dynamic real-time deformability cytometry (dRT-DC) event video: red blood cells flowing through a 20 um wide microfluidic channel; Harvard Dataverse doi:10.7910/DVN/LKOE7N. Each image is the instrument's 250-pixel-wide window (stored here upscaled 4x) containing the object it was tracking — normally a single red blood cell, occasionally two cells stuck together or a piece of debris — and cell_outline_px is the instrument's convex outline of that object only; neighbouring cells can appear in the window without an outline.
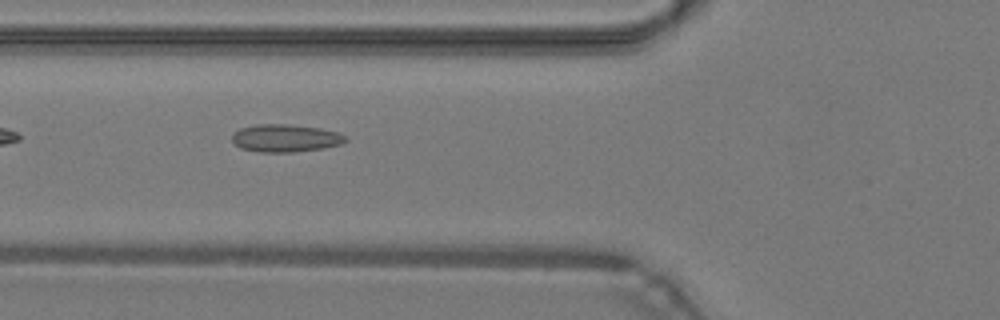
{"species": "common noctule bat (a hibernating species)", "species_latin": "Nyctalus noctula", "temperature_condition": "warm", "stored_images_in_passage": 27, "camera_frame_rate_fps": 3000, "um_per_image_px": 0.085, "animal": {"sex": "male", "body_mass_g": 19.2, "forearm_length_mm": 51.8}, "frame": {"image": 1, "passage_image": 3, "time_ms": 0.667, "image_size_px": [1000, 320], "cell_outline_px": [[348, 140], [340, 144], [324, 148], [292, 152], [260, 152], [240, 148], [232, 140], [232, 132], [240, 128], [256, 124], [284, 124], [320, 128], [336, 132], [344, 136]], "centroid_in_image_um": [24.22, 11.74], "position_along_channel_um": 101.6, "area_um2": 18.21}}
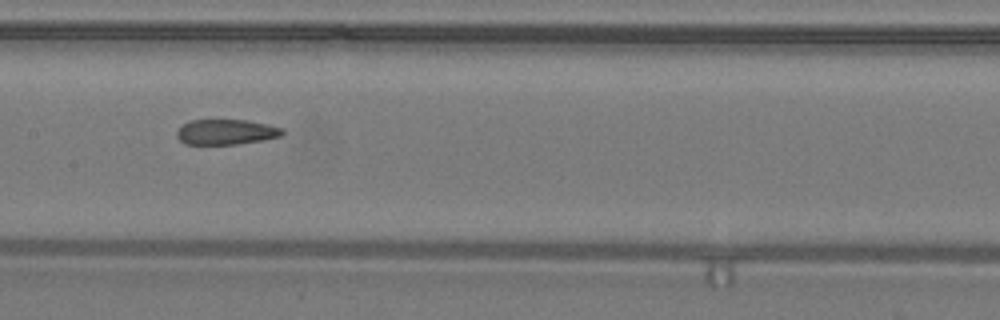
{"frame": {"image": 2, "passage_image": 9, "time_ms": 2.667, "image_size_px": [1000, 320], "cell_outline_px": [[284, 132], [280, 136], [264, 140], [236, 144], [184, 144], [176, 136], [176, 132], [188, 120], [248, 120], [284, 128]], "centroid_in_image_um": [19.22, 11.22], "position_along_channel_um": 188.2, "area_um2": 15.55}}
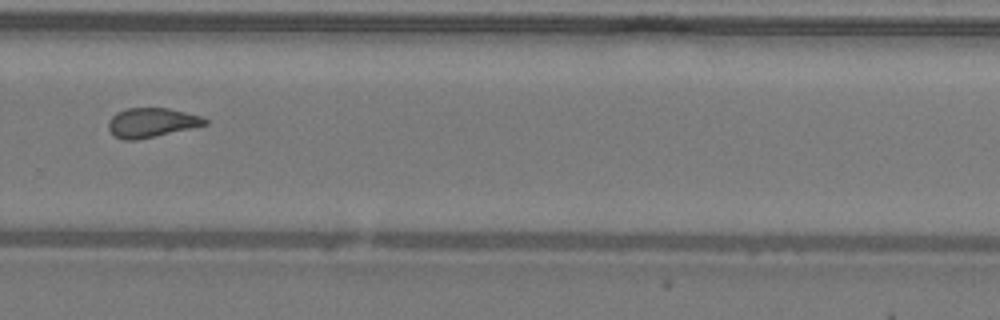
{"frame": {"image": 3, "passage_image": 18, "time_ms": 5.667, "image_size_px": [1000, 320], "cell_outline_px": [[208, 124], [192, 128], [156, 136], [136, 140], [124, 140], [116, 136], [108, 128], [108, 120], [116, 112], [128, 108], [168, 108], [200, 116], [208, 120]], "centroid_in_image_um": [12.88, 10.42], "position_along_channel_um": 316.9, "area_um2": 16.42}, "authors_computed_cell_mechanics": {"area_um2": 16.6464, "velocity_mm_per_s": 4.3128, "shape_relaxation_time_tau1_ms": null, "shape_relaxation_time_tau2_ms": 1.8813, "deformation_change_tau1": null, "deformation_change_tau2": 0.0848}}